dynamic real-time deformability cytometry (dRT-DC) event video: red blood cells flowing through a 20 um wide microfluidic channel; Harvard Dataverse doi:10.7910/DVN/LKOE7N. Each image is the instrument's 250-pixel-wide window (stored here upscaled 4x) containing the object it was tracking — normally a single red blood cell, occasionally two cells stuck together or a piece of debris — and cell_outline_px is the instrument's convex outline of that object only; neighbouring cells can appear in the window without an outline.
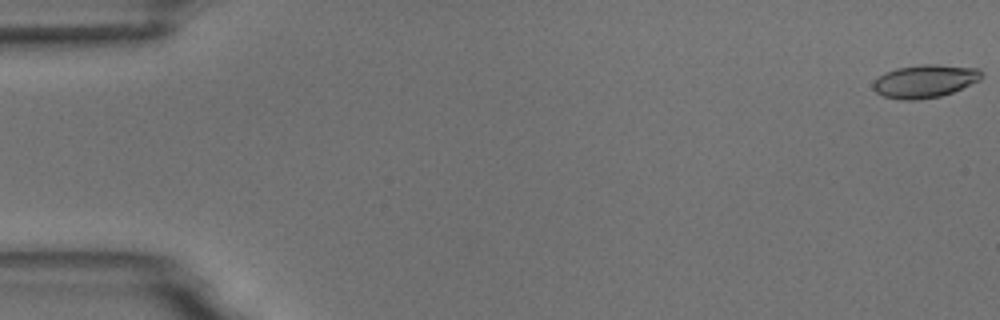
{"species": "common noctule bat (a hibernating species)", "species_latin": "Nyctalus noctula", "temperature_condition": "room temperature", "stored_images_in_passage": 3, "camera_frame_rate_fps": 3000, "um_per_image_px": 0.085, "animal": {"sex": "male", "body_mass_g": 18.8}, "frame": {"image": 1, "passage_image": 1, "time_ms": 0.0, "image_size_px": [1000, 320], "cell_outline_px": [[984, 76], [980, 80], [952, 92], [940, 96], [916, 100], [900, 100], [884, 96], [876, 92], [872, 88], [872, 84], [884, 72], [896, 68], [924, 64], [936, 64], [980, 68]], "centroid_in_image_um": [78.63, 6.89], "position_along_channel_um": 6.4, "area_um2": 20.92}}